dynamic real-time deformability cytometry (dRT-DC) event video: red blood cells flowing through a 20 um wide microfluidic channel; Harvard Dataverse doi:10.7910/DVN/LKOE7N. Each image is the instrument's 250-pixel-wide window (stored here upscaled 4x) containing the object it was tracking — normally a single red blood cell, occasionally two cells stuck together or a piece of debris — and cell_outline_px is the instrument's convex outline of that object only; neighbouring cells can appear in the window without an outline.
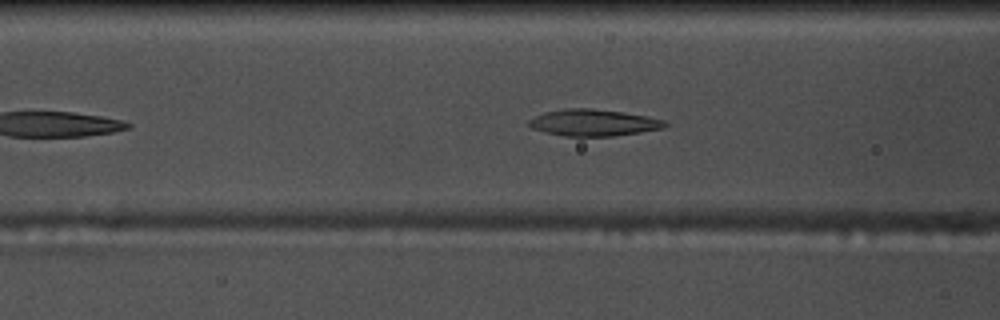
{"species": "common noctule bat (a hibernating species)", "species_latin": "Nyctalus noctula", "temperature_condition": "warm", "stored_images_in_passage": 40, "camera_frame_rate_fps": 3000, "um_per_image_px": 0.085, "animal": {"sex": "male", "body_mass_g": 17.5, "forearm_length_mm": 52.3}, "frame": {"image": 1, "passage_image": 12, "time_ms": 3.667, "image_size_px": [1000, 320], "cell_outline_px": [[668, 124], [664, 128], [640, 132], [612, 136], [564, 136], [544, 132], [532, 128], [528, 124], [528, 120], [544, 112], [564, 108], [592, 108], [624, 112], [648, 116], [664, 120]], "centroid_in_image_um": [50.44, 10.42], "position_along_channel_um": 116.2, "area_um2": 21.21}}
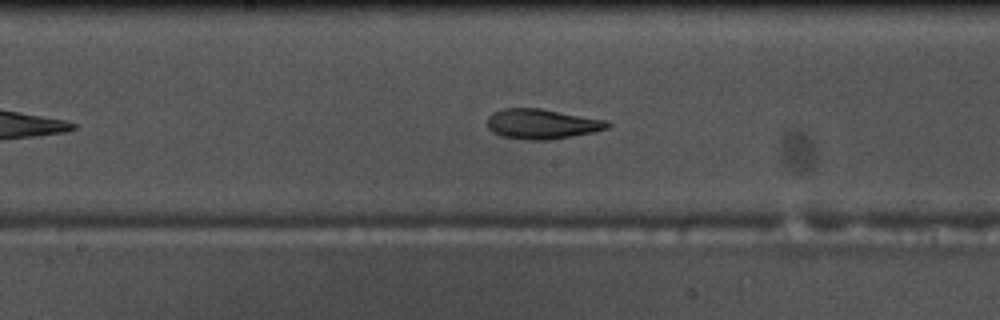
{"frame": {"image": 2, "passage_image": 19, "time_ms": 6.0, "image_size_px": [1000, 320], "cell_outline_px": [[612, 124], [608, 128], [596, 132], [552, 140], [528, 140], [500, 136], [492, 132], [488, 128], [488, 116], [492, 112], [504, 108], [540, 108], [608, 120]], "centroid_in_image_um": [46.09, 10.54], "position_along_channel_um": 202.1, "area_um2": 21.39}}
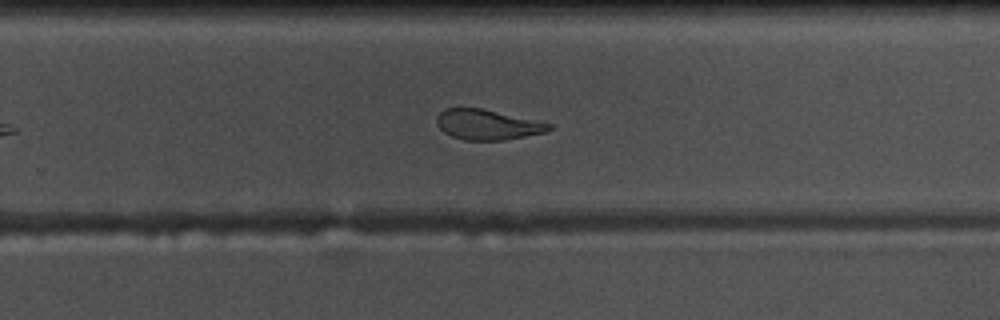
{"frame": {"image": 3, "passage_image": 26, "time_ms": 8.333, "image_size_px": [1000, 320], "cell_outline_px": [[552, 128], [544, 132], [504, 140], [464, 140], [452, 136], [444, 132], [436, 124], [436, 116], [444, 108], [480, 108], [552, 124]], "centroid_in_image_um": [41.37, 10.59], "position_along_channel_um": 288.4, "area_um2": 19.48}, "authors_computed_cell_mechanics": {"area_um2": 21.2993, "velocity_mm_per_s": 3.698, "shape_relaxation_time_tau1_ms": 6.0019, "shape_relaxation_time_tau2_ms": 3.2817, "deformation_change_tau1": 0.1928, "deformation_change_tau2": 0.1117}}